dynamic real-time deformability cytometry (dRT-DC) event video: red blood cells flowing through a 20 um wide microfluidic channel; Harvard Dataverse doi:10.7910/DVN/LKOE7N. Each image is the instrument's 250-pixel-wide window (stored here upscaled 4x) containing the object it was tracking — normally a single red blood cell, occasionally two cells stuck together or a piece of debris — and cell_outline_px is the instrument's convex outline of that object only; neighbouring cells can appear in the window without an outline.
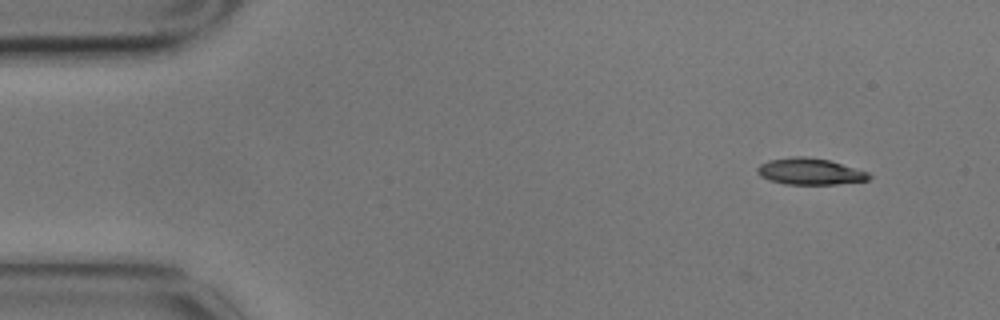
{"species": "common noctule bat (a hibernating species)", "species_latin": "Nyctalus noctula", "temperature_condition": "cold", "stored_images_in_passage": 2, "camera_frame_rate_fps": 3000, "um_per_image_px": 0.085, "animal": {"sex": "male", "body_mass_g": 17.9}, "frame": {"image": 1, "passage_image": 1, "time_ms": 0.0, "image_size_px": [1000, 320], "cell_outline_px": [[872, 176], [868, 180], [836, 184], [784, 184], [768, 180], [760, 176], [756, 172], [756, 168], [760, 164], [768, 160], [792, 156], [804, 156], [828, 160], [868, 172]], "centroid_in_image_um": [68.79, 14.57], "position_along_channel_um": 16.2, "area_um2": 17.22}}
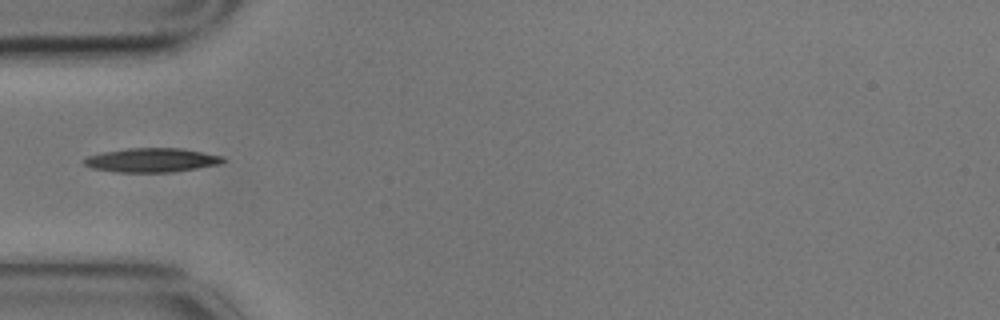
{"frame": {"image": 2, "passage_image": 2, "time_ms": 0.333, "image_size_px": [1000, 320], "cell_outline_px": [[228, 160], [220, 164], [172, 172], [116, 172], [92, 168], [84, 164], [84, 160], [88, 156], [104, 152], [128, 148], [180, 148], [224, 156]], "centroid_in_image_um": [12.94, 13.61], "position_along_channel_um": 72.1, "area_um2": 19.42}}